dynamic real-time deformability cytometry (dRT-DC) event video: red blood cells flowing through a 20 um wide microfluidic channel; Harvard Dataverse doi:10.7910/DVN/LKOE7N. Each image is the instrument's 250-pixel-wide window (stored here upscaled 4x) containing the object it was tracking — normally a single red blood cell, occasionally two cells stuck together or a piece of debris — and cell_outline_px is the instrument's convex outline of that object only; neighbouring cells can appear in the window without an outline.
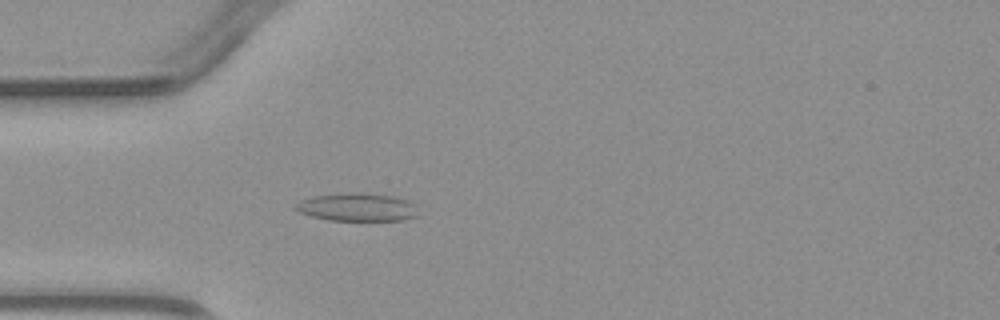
{"species": "common noctule bat (a hibernating species)", "species_latin": "Nyctalus noctula", "temperature_condition": "warm", "stored_images_in_passage": 3, "camera_frame_rate_fps": 3000, "um_per_image_px": 0.085, "animal": {"sex": "male", "body_mass_g": 23.1, "forearm_length_mm": 52.7}, "frame": {"image": 1, "passage_image": 3, "time_ms": 3.333, "image_size_px": [1000, 320], "cell_outline_px": [[420, 216], [404, 220], [328, 220], [312, 216], [300, 212], [292, 208], [300, 200], [312, 196], [360, 192], [392, 196], [408, 200], [416, 204]], "centroid_in_image_um": [30.41, 17.61], "position_along_channel_um": 54.6, "area_um2": 20.17}}